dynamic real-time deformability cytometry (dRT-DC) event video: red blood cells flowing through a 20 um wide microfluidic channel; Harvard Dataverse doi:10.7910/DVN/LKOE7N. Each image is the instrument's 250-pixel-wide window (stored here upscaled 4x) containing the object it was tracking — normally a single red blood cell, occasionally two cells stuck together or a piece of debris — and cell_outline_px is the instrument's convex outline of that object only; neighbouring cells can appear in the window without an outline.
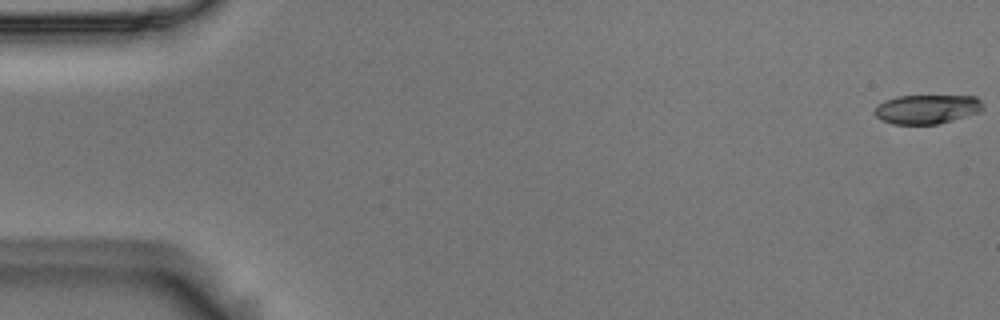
{"species": "Egyptian fruit bat (a non-hibernating species)", "species_latin": "Rousettus aegyptiacus", "temperature_condition": "room temperature", "stored_images_in_passage": 5, "camera_frame_rate_fps": 3000, "um_per_image_px": 0.085, "animal": {"sex": "male"}, "frame": {"image": 1, "passage_image": 1, "time_ms": 0.0, "image_size_px": [1000, 320], "cell_outline_px": [[984, 108], [980, 112], [952, 120], [936, 124], [892, 124], [880, 120], [872, 112], [884, 100], [896, 96], [976, 96], [984, 104]], "centroid_in_image_um": [78.79, 9.28], "position_along_channel_um": 6.2, "area_um2": 18.5}}
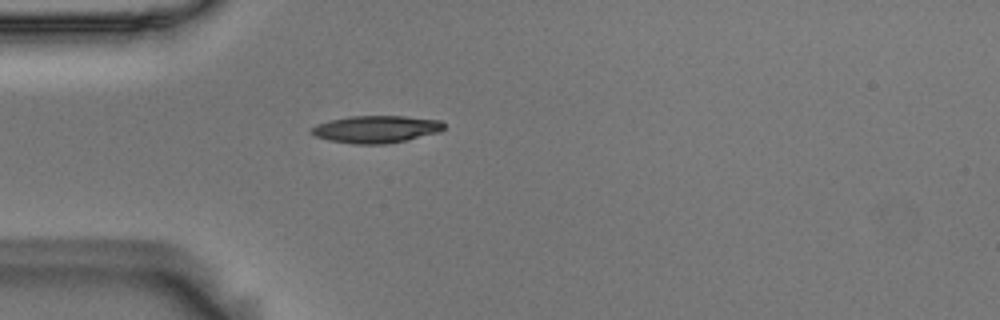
{"frame": {"image": 2, "passage_image": 5, "time_ms": 1.333, "image_size_px": [1000, 320], "cell_outline_px": [[444, 128], [440, 132], [408, 140], [388, 144], [352, 144], [328, 140], [316, 136], [308, 128], [328, 120], [348, 116], [404, 116], [440, 120], [444, 124]], "centroid_in_image_um": [31.97, 10.98], "position_along_channel_um": 53.0, "area_um2": 21.27}}